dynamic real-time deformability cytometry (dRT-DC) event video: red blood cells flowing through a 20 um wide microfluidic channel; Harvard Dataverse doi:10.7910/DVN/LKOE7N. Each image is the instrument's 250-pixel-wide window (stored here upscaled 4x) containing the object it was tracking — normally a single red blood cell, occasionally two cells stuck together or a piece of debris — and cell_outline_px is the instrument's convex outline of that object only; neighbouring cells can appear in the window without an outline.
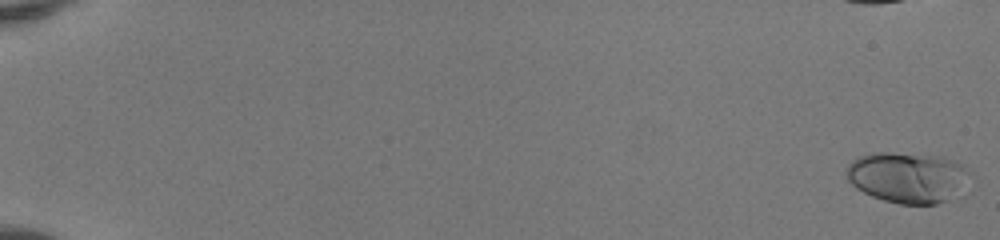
{"species": "human", "species_latin": "Homo sapiens", "temperature_condition": "room temperature", "stored_images_in_passage": 25, "camera_frame_rate_fps": 3000, "um_per_image_px": 0.085, "donor": {"sex": "female"}, "frame": {"image": 1, "passage_image": 1, "time_ms": 0.0, "image_size_px": [1000, 240], "cell_outline_px": [[968, 172], [944, 200], [936, 204], [900, 204], [884, 200], [872, 196], [856, 188], [848, 180], [848, 164], [852, 160], [860, 156], [872, 152], [892, 152], [944, 156], [964, 164]], "centroid_in_image_um": [77.01, 15.03], "position_along_channel_um": 8.0, "area_um2": 35.37}}
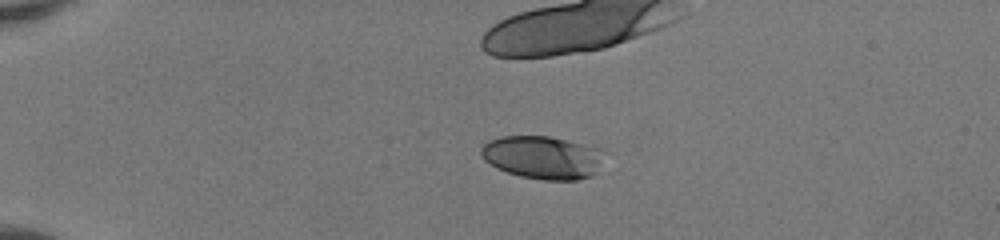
{"frame": {"image": 2, "passage_image": 14, "time_ms": 4.333, "image_size_px": [1000, 240], "cell_outline_px": [[612, 152], [600, 172], [592, 176], [576, 180], [544, 180], [520, 176], [496, 168], [484, 160], [480, 156], [480, 148], [488, 140], [500, 136], [548, 136], [608, 148]], "centroid_in_image_um": [46.31, 13.37], "position_along_channel_um": 38.7, "area_um2": 32.43}}